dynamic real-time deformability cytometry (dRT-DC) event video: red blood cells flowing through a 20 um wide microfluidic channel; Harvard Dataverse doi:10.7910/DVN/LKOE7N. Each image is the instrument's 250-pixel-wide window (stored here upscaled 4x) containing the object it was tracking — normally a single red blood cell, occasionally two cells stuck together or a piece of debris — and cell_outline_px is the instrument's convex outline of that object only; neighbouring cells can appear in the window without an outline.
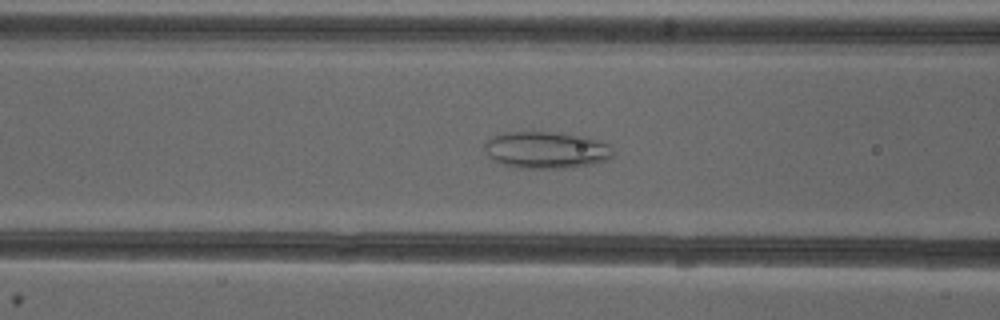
{"species": "common noctule bat (a hibernating species)", "species_latin": "Nyctalus noctula", "temperature_condition": "cold", "stored_images_in_passage": 46, "camera_frame_rate_fps": 3000, "um_per_image_px": 0.085, "animal": {"sex": "female"}, "frame": {"image": 1, "passage_image": 20, "time_ms": 6.333, "image_size_px": [1000, 320], "cell_outline_px": [[616, 152], [608, 160], [592, 164], [572, 168], [520, 168], [504, 164], [492, 160], [488, 156], [484, 148], [484, 144], [492, 136], [504, 132], [548, 132], [584, 136], [612, 144]], "centroid_in_image_um": [46.48, 12.75], "position_along_channel_um": 120.1, "area_um2": 27.92}}